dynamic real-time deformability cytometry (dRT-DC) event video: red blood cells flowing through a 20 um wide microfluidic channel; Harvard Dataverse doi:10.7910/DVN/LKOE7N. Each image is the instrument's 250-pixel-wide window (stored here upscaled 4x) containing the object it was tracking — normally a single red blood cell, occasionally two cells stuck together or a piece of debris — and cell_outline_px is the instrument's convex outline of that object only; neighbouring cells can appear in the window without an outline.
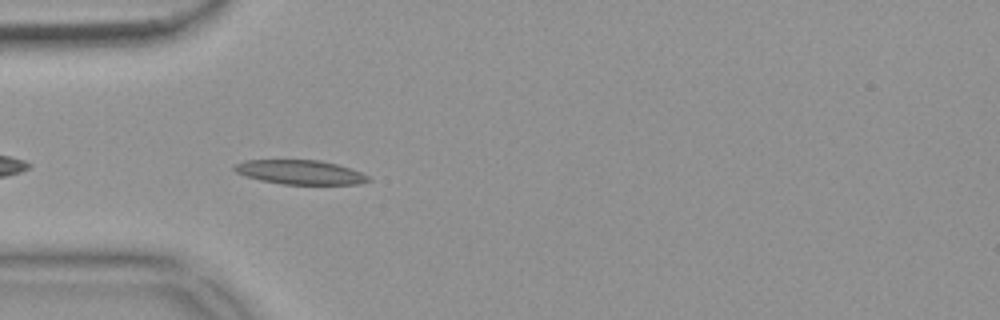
{"species": "common noctule bat (a hibernating species)", "species_latin": "Nyctalus noctula", "temperature_condition": "warm", "stored_images_in_passage": 13, "camera_frame_rate_fps": 3000, "um_per_image_px": 0.085, "animal": {"sex": "female", "body_mass_g": 18.4}, "frame": {"image": 1, "passage_image": 3, "time_ms": 0.667, "image_size_px": [1000, 320], "cell_outline_px": [[372, 180], [360, 184], [280, 184], [260, 180], [244, 176], [236, 172], [232, 168], [236, 164], [244, 160], [320, 160], [336, 164], [360, 172], [368, 176]], "centroid_in_image_um": [25.48, 14.64], "position_along_channel_um": 59.5, "area_um2": 18.9}}